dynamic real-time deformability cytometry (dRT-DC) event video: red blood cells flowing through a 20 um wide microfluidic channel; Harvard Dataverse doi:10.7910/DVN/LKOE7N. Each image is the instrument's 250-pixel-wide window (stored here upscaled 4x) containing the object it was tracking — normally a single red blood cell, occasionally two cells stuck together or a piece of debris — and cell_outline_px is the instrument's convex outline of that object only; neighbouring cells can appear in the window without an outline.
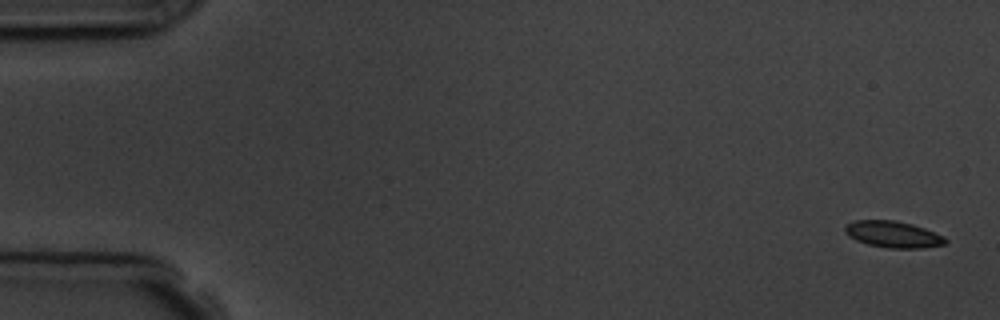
{"species": "common noctule bat (a hibernating species)", "species_latin": "Nyctalus noctula", "temperature_condition": "room temperature", "stored_images_in_passage": 5, "camera_frame_rate_fps": 3000, "um_per_image_px": 0.085, "animal": {"sex": "male", "body_mass_g": 19.5, "forearm_length_mm": 54.6}, "frame": {"image": 1, "passage_image": 1, "time_ms": 0.0, "image_size_px": [1000, 320], "cell_outline_px": [[948, 240], [944, 244], [920, 248], [888, 248], [868, 244], [856, 240], [848, 236], [844, 232], [844, 228], [848, 224], [856, 220], [896, 220], [912, 224], [924, 228], [944, 236]], "centroid_in_image_um": [75.9, 19.91], "position_along_channel_um": 9.1, "area_um2": 15.43}}
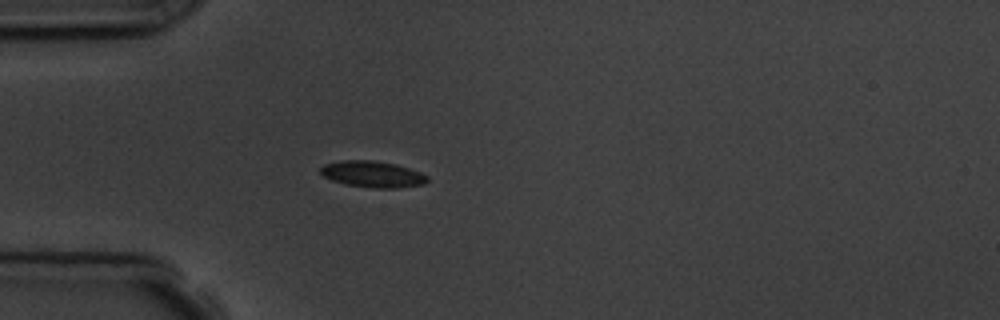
{"frame": {"image": 2, "passage_image": 5, "time_ms": 4.667, "image_size_px": [1000, 320], "cell_outline_px": [[428, 180], [424, 184], [396, 188], [372, 188], [344, 184], [332, 180], [324, 176], [320, 172], [320, 168], [324, 164], [344, 160], [372, 160], [396, 164], [420, 172], [428, 176]], "centroid_in_image_um": [31.66, 14.81], "position_along_channel_um": 53.3, "area_um2": 16.36}}